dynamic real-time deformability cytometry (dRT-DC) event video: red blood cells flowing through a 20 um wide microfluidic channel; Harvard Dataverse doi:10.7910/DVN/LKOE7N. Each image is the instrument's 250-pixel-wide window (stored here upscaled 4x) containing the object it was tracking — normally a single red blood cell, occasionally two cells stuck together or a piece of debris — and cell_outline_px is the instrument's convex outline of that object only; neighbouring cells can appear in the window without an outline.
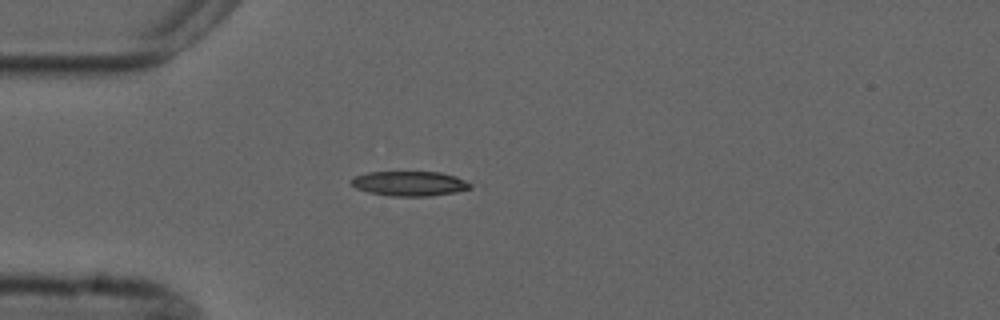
{"species": "common noctule bat (a hibernating species)", "species_latin": "Nyctalus noctula", "temperature_condition": "cold", "stored_images_in_passage": 4, "camera_frame_rate_fps": 3000, "um_per_image_px": 0.085, "animal": {"sex": "male", "forearm_length_mm": 52.5}, "frame": {"image": 1, "passage_image": 4, "time_ms": 4.333, "image_size_px": [1000, 320], "cell_outline_px": [[472, 188], [456, 192], [428, 196], [392, 196], [368, 192], [356, 188], [352, 184], [352, 180], [356, 176], [368, 172], [440, 172], [456, 176], [472, 184]], "centroid_in_image_um": [34.85, 15.6], "position_along_channel_um": 50.2, "area_um2": 17.05}}